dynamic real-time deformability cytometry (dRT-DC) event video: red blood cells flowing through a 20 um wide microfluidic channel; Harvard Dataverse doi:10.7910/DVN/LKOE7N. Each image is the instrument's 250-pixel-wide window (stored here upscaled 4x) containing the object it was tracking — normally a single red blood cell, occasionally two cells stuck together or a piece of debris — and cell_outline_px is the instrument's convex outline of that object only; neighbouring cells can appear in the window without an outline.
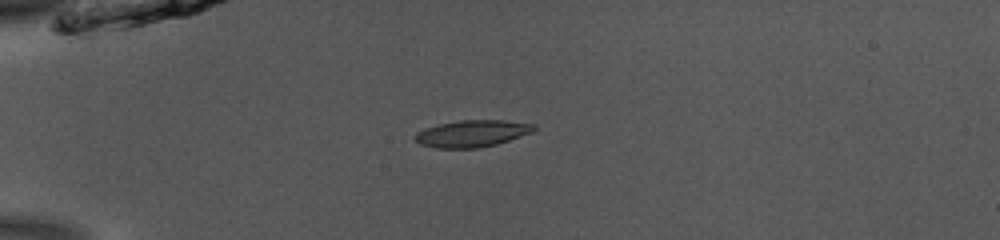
{"species": "common noctule bat (a hibernating species)", "species_latin": "Nyctalus noctula", "temperature_condition": "room temperature", "stored_images_in_passage": 39, "camera_frame_rate_fps": 3000, "um_per_image_px": 0.085, "animal": {"sex": "male", "body_mass_g": 13.0, "forearm_length_mm": 53.1}, "frame": {"image": 1, "passage_image": 1, "time_ms": 0.0, "image_size_px": [1000, 240], "cell_outline_px": [[536, 128], [532, 132], [496, 144], [480, 148], [436, 148], [420, 144], [416, 140], [416, 132], [424, 128], [440, 124], [460, 120], [504, 120], [536, 124]], "centroid_in_image_um": [40.14, 11.34], "position_along_channel_um": 44.9, "area_um2": 18.5}}
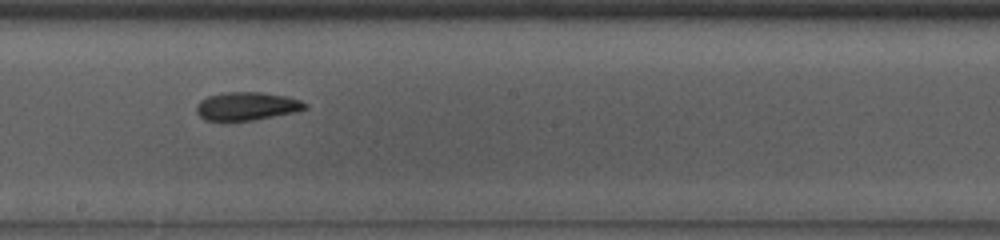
{"frame": {"image": 2, "passage_image": 17, "time_ms": 5.333, "image_size_px": [1000, 240], "cell_outline_px": [[308, 108], [292, 112], [256, 120], [204, 120], [196, 112], [196, 104], [200, 100], [208, 96], [224, 92], [260, 92], [288, 96], [300, 100], [308, 104]], "centroid_in_image_um": [20.97, 9.01], "position_along_channel_um": 227.2, "area_um2": 17.86}}
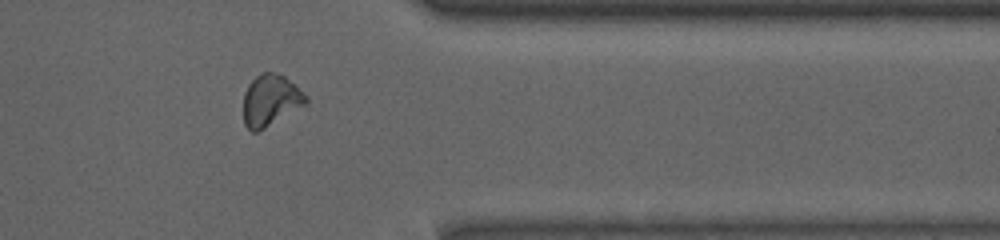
{"frame": {"image": 3, "passage_image": 30, "time_ms": 9.667, "image_size_px": [1000, 240], "cell_outline_px": [[308, 104], [264, 128], [256, 132], [252, 132], [244, 124], [244, 92], [248, 84], [256, 76], [264, 72], [276, 72], [284, 76], [304, 92], [308, 96]], "centroid_in_image_um": [23.02, 8.52], "position_along_channel_um": 388.4, "area_um2": 18.79}, "authors_computed_cell_mechanics": {"area_um2": 18.3226, "velocity_mm_per_s": 3.8735, "shape_relaxation_time_tau1_ms": 4.219, "shape_relaxation_time_tau2_ms": 6.1304, "deformation_change_tau1": 0.1476, "deformation_change_tau2": 0.1316}}